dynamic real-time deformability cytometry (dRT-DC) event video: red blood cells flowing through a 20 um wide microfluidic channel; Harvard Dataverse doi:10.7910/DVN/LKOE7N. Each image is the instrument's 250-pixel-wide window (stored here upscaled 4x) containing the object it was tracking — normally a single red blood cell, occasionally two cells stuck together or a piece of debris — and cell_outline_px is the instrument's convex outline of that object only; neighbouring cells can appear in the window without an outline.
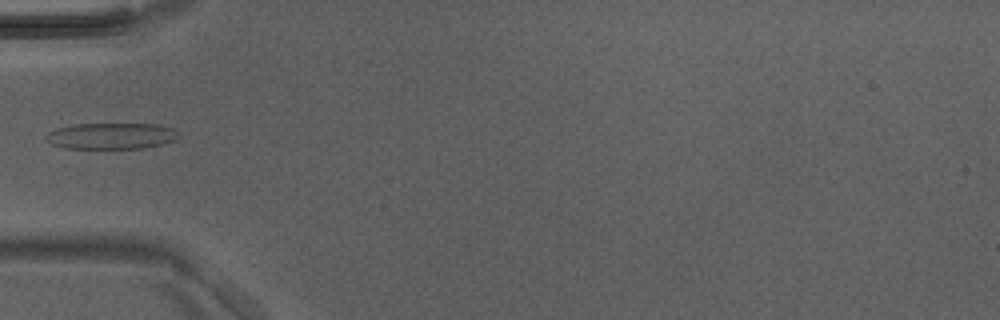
{"species": "Egyptian fruit bat (a non-hibernating species)", "species_latin": "Rousettus aegyptiacus", "temperature_condition": "room temperature", "stored_images_in_passage": 6, "camera_frame_rate_fps": 3000, "um_per_image_px": 0.085, "animal": {"sex": "male"}, "frame": {"image": 1, "passage_image": 5, "time_ms": 1.333, "image_size_px": [1000, 320], "cell_outline_px": [[180, 136], [176, 140], [164, 144], [144, 148], [60, 148], [44, 140], [44, 136], [48, 132], [56, 128], [76, 124], [160, 124], [176, 128], [180, 132]], "centroid_in_image_um": [9.5, 11.55], "position_along_channel_um": 75.5, "area_um2": 20.69}}